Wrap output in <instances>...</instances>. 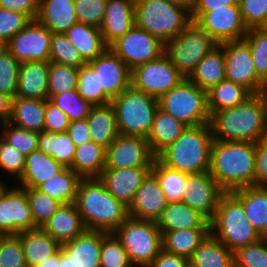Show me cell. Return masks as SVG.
<instances>
[{
  "instance_id": "cell-29",
  "label": "cell",
  "mask_w": 267,
  "mask_h": 267,
  "mask_svg": "<svg viewBox=\"0 0 267 267\" xmlns=\"http://www.w3.org/2000/svg\"><path fill=\"white\" fill-rule=\"evenodd\" d=\"M156 223L160 232L209 228V221L198 211L193 210L183 202H168Z\"/></svg>"
},
{
  "instance_id": "cell-43",
  "label": "cell",
  "mask_w": 267,
  "mask_h": 267,
  "mask_svg": "<svg viewBox=\"0 0 267 267\" xmlns=\"http://www.w3.org/2000/svg\"><path fill=\"white\" fill-rule=\"evenodd\" d=\"M79 68L49 62L48 95H59L78 88Z\"/></svg>"
},
{
  "instance_id": "cell-8",
  "label": "cell",
  "mask_w": 267,
  "mask_h": 267,
  "mask_svg": "<svg viewBox=\"0 0 267 267\" xmlns=\"http://www.w3.org/2000/svg\"><path fill=\"white\" fill-rule=\"evenodd\" d=\"M132 265L149 267L163 249L157 223L128 217L114 232Z\"/></svg>"
},
{
  "instance_id": "cell-67",
  "label": "cell",
  "mask_w": 267,
  "mask_h": 267,
  "mask_svg": "<svg viewBox=\"0 0 267 267\" xmlns=\"http://www.w3.org/2000/svg\"><path fill=\"white\" fill-rule=\"evenodd\" d=\"M59 267H71V259L60 249Z\"/></svg>"
},
{
  "instance_id": "cell-32",
  "label": "cell",
  "mask_w": 267,
  "mask_h": 267,
  "mask_svg": "<svg viewBox=\"0 0 267 267\" xmlns=\"http://www.w3.org/2000/svg\"><path fill=\"white\" fill-rule=\"evenodd\" d=\"M18 236L21 239L27 267H36L61 248V245L41 227L23 231Z\"/></svg>"
},
{
  "instance_id": "cell-45",
  "label": "cell",
  "mask_w": 267,
  "mask_h": 267,
  "mask_svg": "<svg viewBox=\"0 0 267 267\" xmlns=\"http://www.w3.org/2000/svg\"><path fill=\"white\" fill-rule=\"evenodd\" d=\"M48 99L58 106L67 115L70 121L86 119L93 107L89 101L81 97L78 88L65 91L59 95H48Z\"/></svg>"
},
{
  "instance_id": "cell-5",
  "label": "cell",
  "mask_w": 267,
  "mask_h": 267,
  "mask_svg": "<svg viewBox=\"0 0 267 267\" xmlns=\"http://www.w3.org/2000/svg\"><path fill=\"white\" fill-rule=\"evenodd\" d=\"M135 26L163 43L177 37L193 20L191 9L166 0H135Z\"/></svg>"
},
{
  "instance_id": "cell-41",
  "label": "cell",
  "mask_w": 267,
  "mask_h": 267,
  "mask_svg": "<svg viewBox=\"0 0 267 267\" xmlns=\"http://www.w3.org/2000/svg\"><path fill=\"white\" fill-rule=\"evenodd\" d=\"M81 177L71 168H64L59 174L52 176L36 189L59 201L61 204L74 203L77 187Z\"/></svg>"
},
{
  "instance_id": "cell-71",
  "label": "cell",
  "mask_w": 267,
  "mask_h": 267,
  "mask_svg": "<svg viewBox=\"0 0 267 267\" xmlns=\"http://www.w3.org/2000/svg\"><path fill=\"white\" fill-rule=\"evenodd\" d=\"M127 267H138V266L130 264V265L127 266Z\"/></svg>"
},
{
  "instance_id": "cell-3",
  "label": "cell",
  "mask_w": 267,
  "mask_h": 267,
  "mask_svg": "<svg viewBox=\"0 0 267 267\" xmlns=\"http://www.w3.org/2000/svg\"><path fill=\"white\" fill-rule=\"evenodd\" d=\"M213 140L248 141L266 138L264 107L259 94L245 102L215 112L210 119Z\"/></svg>"
},
{
  "instance_id": "cell-33",
  "label": "cell",
  "mask_w": 267,
  "mask_h": 267,
  "mask_svg": "<svg viewBox=\"0 0 267 267\" xmlns=\"http://www.w3.org/2000/svg\"><path fill=\"white\" fill-rule=\"evenodd\" d=\"M46 99L15 97L11 100L9 123L35 132L44 128Z\"/></svg>"
},
{
  "instance_id": "cell-60",
  "label": "cell",
  "mask_w": 267,
  "mask_h": 267,
  "mask_svg": "<svg viewBox=\"0 0 267 267\" xmlns=\"http://www.w3.org/2000/svg\"><path fill=\"white\" fill-rule=\"evenodd\" d=\"M0 8L17 11L30 20H36L39 11V0H0Z\"/></svg>"
},
{
  "instance_id": "cell-13",
  "label": "cell",
  "mask_w": 267,
  "mask_h": 267,
  "mask_svg": "<svg viewBox=\"0 0 267 267\" xmlns=\"http://www.w3.org/2000/svg\"><path fill=\"white\" fill-rule=\"evenodd\" d=\"M110 49L132 70L164 54L165 43L134 25Z\"/></svg>"
},
{
  "instance_id": "cell-46",
  "label": "cell",
  "mask_w": 267,
  "mask_h": 267,
  "mask_svg": "<svg viewBox=\"0 0 267 267\" xmlns=\"http://www.w3.org/2000/svg\"><path fill=\"white\" fill-rule=\"evenodd\" d=\"M243 39L249 44L258 77L267 85V27L250 28Z\"/></svg>"
},
{
  "instance_id": "cell-53",
  "label": "cell",
  "mask_w": 267,
  "mask_h": 267,
  "mask_svg": "<svg viewBox=\"0 0 267 267\" xmlns=\"http://www.w3.org/2000/svg\"><path fill=\"white\" fill-rule=\"evenodd\" d=\"M0 267H27L18 235H4L0 240Z\"/></svg>"
},
{
  "instance_id": "cell-1",
  "label": "cell",
  "mask_w": 267,
  "mask_h": 267,
  "mask_svg": "<svg viewBox=\"0 0 267 267\" xmlns=\"http://www.w3.org/2000/svg\"><path fill=\"white\" fill-rule=\"evenodd\" d=\"M75 205L87 230L114 232L128 217V206L107 190L99 177L81 178Z\"/></svg>"
},
{
  "instance_id": "cell-18",
  "label": "cell",
  "mask_w": 267,
  "mask_h": 267,
  "mask_svg": "<svg viewBox=\"0 0 267 267\" xmlns=\"http://www.w3.org/2000/svg\"><path fill=\"white\" fill-rule=\"evenodd\" d=\"M185 186L181 202L186 203L210 221L225 191L217 184L209 171L188 174Z\"/></svg>"
},
{
  "instance_id": "cell-20",
  "label": "cell",
  "mask_w": 267,
  "mask_h": 267,
  "mask_svg": "<svg viewBox=\"0 0 267 267\" xmlns=\"http://www.w3.org/2000/svg\"><path fill=\"white\" fill-rule=\"evenodd\" d=\"M151 168H104L99 179L111 195L129 207L143 180L151 172Z\"/></svg>"
},
{
  "instance_id": "cell-21",
  "label": "cell",
  "mask_w": 267,
  "mask_h": 267,
  "mask_svg": "<svg viewBox=\"0 0 267 267\" xmlns=\"http://www.w3.org/2000/svg\"><path fill=\"white\" fill-rule=\"evenodd\" d=\"M167 205L168 200L157 177L150 172L128 207L129 217L157 222Z\"/></svg>"
},
{
  "instance_id": "cell-22",
  "label": "cell",
  "mask_w": 267,
  "mask_h": 267,
  "mask_svg": "<svg viewBox=\"0 0 267 267\" xmlns=\"http://www.w3.org/2000/svg\"><path fill=\"white\" fill-rule=\"evenodd\" d=\"M134 7L135 0H107L100 31L108 47L135 25Z\"/></svg>"
},
{
  "instance_id": "cell-36",
  "label": "cell",
  "mask_w": 267,
  "mask_h": 267,
  "mask_svg": "<svg viewBox=\"0 0 267 267\" xmlns=\"http://www.w3.org/2000/svg\"><path fill=\"white\" fill-rule=\"evenodd\" d=\"M189 267H234V253L209 233L189 258Z\"/></svg>"
},
{
  "instance_id": "cell-6",
  "label": "cell",
  "mask_w": 267,
  "mask_h": 267,
  "mask_svg": "<svg viewBox=\"0 0 267 267\" xmlns=\"http://www.w3.org/2000/svg\"><path fill=\"white\" fill-rule=\"evenodd\" d=\"M209 229L233 253L262 238L248 221L242 203L231 192L221 196Z\"/></svg>"
},
{
  "instance_id": "cell-58",
  "label": "cell",
  "mask_w": 267,
  "mask_h": 267,
  "mask_svg": "<svg viewBox=\"0 0 267 267\" xmlns=\"http://www.w3.org/2000/svg\"><path fill=\"white\" fill-rule=\"evenodd\" d=\"M70 120L67 115L49 99H46L43 130L50 132H65L68 129Z\"/></svg>"
},
{
  "instance_id": "cell-37",
  "label": "cell",
  "mask_w": 267,
  "mask_h": 267,
  "mask_svg": "<svg viewBox=\"0 0 267 267\" xmlns=\"http://www.w3.org/2000/svg\"><path fill=\"white\" fill-rule=\"evenodd\" d=\"M106 167V149L93 141L77 146L71 169L81 178L99 177Z\"/></svg>"
},
{
  "instance_id": "cell-10",
  "label": "cell",
  "mask_w": 267,
  "mask_h": 267,
  "mask_svg": "<svg viewBox=\"0 0 267 267\" xmlns=\"http://www.w3.org/2000/svg\"><path fill=\"white\" fill-rule=\"evenodd\" d=\"M218 44L194 21L177 37L165 43L164 53L187 78L198 63Z\"/></svg>"
},
{
  "instance_id": "cell-23",
  "label": "cell",
  "mask_w": 267,
  "mask_h": 267,
  "mask_svg": "<svg viewBox=\"0 0 267 267\" xmlns=\"http://www.w3.org/2000/svg\"><path fill=\"white\" fill-rule=\"evenodd\" d=\"M102 240L103 231L86 229L60 249L71 259V267H100Z\"/></svg>"
},
{
  "instance_id": "cell-44",
  "label": "cell",
  "mask_w": 267,
  "mask_h": 267,
  "mask_svg": "<svg viewBox=\"0 0 267 267\" xmlns=\"http://www.w3.org/2000/svg\"><path fill=\"white\" fill-rule=\"evenodd\" d=\"M49 62L69 65L77 68L87 64L65 33L52 34Z\"/></svg>"
},
{
  "instance_id": "cell-42",
  "label": "cell",
  "mask_w": 267,
  "mask_h": 267,
  "mask_svg": "<svg viewBox=\"0 0 267 267\" xmlns=\"http://www.w3.org/2000/svg\"><path fill=\"white\" fill-rule=\"evenodd\" d=\"M151 172L157 177L168 202L182 201L188 173L168 168L157 158L154 159Z\"/></svg>"
},
{
  "instance_id": "cell-35",
  "label": "cell",
  "mask_w": 267,
  "mask_h": 267,
  "mask_svg": "<svg viewBox=\"0 0 267 267\" xmlns=\"http://www.w3.org/2000/svg\"><path fill=\"white\" fill-rule=\"evenodd\" d=\"M65 34L86 63L100 56L108 48L100 28L96 26L78 22L71 26Z\"/></svg>"
},
{
  "instance_id": "cell-15",
  "label": "cell",
  "mask_w": 267,
  "mask_h": 267,
  "mask_svg": "<svg viewBox=\"0 0 267 267\" xmlns=\"http://www.w3.org/2000/svg\"><path fill=\"white\" fill-rule=\"evenodd\" d=\"M14 186H7L0 195V232L4 235H18L37 228L26 191L20 186Z\"/></svg>"
},
{
  "instance_id": "cell-7",
  "label": "cell",
  "mask_w": 267,
  "mask_h": 267,
  "mask_svg": "<svg viewBox=\"0 0 267 267\" xmlns=\"http://www.w3.org/2000/svg\"><path fill=\"white\" fill-rule=\"evenodd\" d=\"M119 134L147 138L153 125L158 99L130 85L110 102Z\"/></svg>"
},
{
  "instance_id": "cell-34",
  "label": "cell",
  "mask_w": 267,
  "mask_h": 267,
  "mask_svg": "<svg viewBox=\"0 0 267 267\" xmlns=\"http://www.w3.org/2000/svg\"><path fill=\"white\" fill-rule=\"evenodd\" d=\"M186 128L185 124L158 107L154 115L152 129L147 137L151 152L157 156L173 143Z\"/></svg>"
},
{
  "instance_id": "cell-51",
  "label": "cell",
  "mask_w": 267,
  "mask_h": 267,
  "mask_svg": "<svg viewBox=\"0 0 267 267\" xmlns=\"http://www.w3.org/2000/svg\"><path fill=\"white\" fill-rule=\"evenodd\" d=\"M131 263L127 252L113 232L103 231L100 267H127Z\"/></svg>"
},
{
  "instance_id": "cell-2",
  "label": "cell",
  "mask_w": 267,
  "mask_h": 267,
  "mask_svg": "<svg viewBox=\"0 0 267 267\" xmlns=\"http://www.w3.org/2000/svg\"><path fill=\"white\" fill-rule=\"evenodd\" d=\"M255 143L213 140L210 174L225 191L254 186Z\"/></svg>"
},
{
  "instance_id": "cell-59",
  "label": "cell",
  "mask_w": 267,
  "mask_h": 267,
  "mask_svg": "<svg viewBox=\"0 0 267 267\" xmlns=\"http://www.w3.org/2000/svg\"><path fill=\"white\" fill-rule=\"evenodd\" d=\"M254 186L267 185V137L255 143Z\"/></svg>"
},
{
  "instance_id": "cell-47",
  "label": "cell",
  "mask_w": 267,
  "mask_h": 267,
  "mask_svg": "<svg viewBox=\"0 0 267 267\" xmlns=\"http://www.w3.org/2000/svg\"><path fill=\"white\" fill-rule=\"evenodd\" d=\"M78 91L93 106L106 105L112 100L104 90H99L98 75L87 64L79 68Z\"/></svg>"
},
{
  "instance_id": "cell-25",
  "label": "cell",
  "mask_w": 267,
  "mask_h": 267,
  "mask_svg": "<svg viewBox=\"0 0 267 267\" xmlns=\"http://www.w3.org/2000/svg\"><path fill=\"white\" fill-rule=\"evenodd\" d=\"M49 61L22 62L16 97L48 99Z\"/></svg>"
},
{
  "instance_id": "cell-26",
  "label": "cell",
  "mask_w": 267,
  "mask_h": 267,
  "mask_svg": "<svg viewBox=\"0 0 267 267\" xmlns=\"http://www.w3.org/2000/svg\"><path fill=\"white\" fill-rule=\"evenodd\" d=\"M75 0H39L36 20L52 34L65 33L78 23L74 9Z\"/></svg>"
},
{
  "instance_id": "cell-4",
  "label": "cell",
  "mask_w": 267,
  "mask_h": 267,
  "mask_svg": "<svg viewBox=\"0 0 267 267\" xmlns=\"http://www.w3.org/2000/svg\"><path fill=\"white\" fill-rule=\"evenodd\" d=\"M213 133L210 123L187 127L156 158L168 168L188 174L208 172Z\"/></svg>"
},
{
  "instance_id": "cell-52",
  "label": "cell",
  "mask_w": 267,
  "mask_h": 267,
  "mask_svg": "<svg viewBox=\"0 0 267 267\" xmlns=\"http://www.w3.org/2000/svg\"><path fill=\"white\" fill-rule=\"evenodd\" d=\"M234 267H267L266 237L235 251Z\"/></svg>"
},
{
  "instance_id": "cell-68",
  "label": "cell",
  "mask_w": 267,
  "mask_h": 267,
  "mask_svg": "<svg viewBox=\"0 0 267 267\" xmlns=\"http://www.w3.org/2000/svg\"><path fill=\"white\" fill-rule=\"evenodd\" d=\"M166 1H169V2H172L175 4H179L181 6H185V7H188L190 9H192L193 3H194V0H166Z\"/></svg>"
},
{
  "instance_id": "cell-49",
  "label": "cell",
  "mask_w": 267,
  "mask_h": 267,
  "mask_svg": "<svg viewBox=\"0 0 267 267\" xmlns=\"http://www.w3.org/2000/svg\"><path fill=\"white\" fill-rule=\"evenodd\" d=\"M36 227H42L61 203L36 188H24Z\"/></svg>"
},
{
  "instance_id": "cell-24",
  "label": "cell",
  "mask_w": 267,
  "mask_h": 267,
  "mask_svg": "<svg viewBox=\"0 0 267 267\" xmlns=\"http://www.w3.org/2000/svg\"><path fill=\"white\" fill-rule=\"evenodd\" d=\"M41 228L60 245L86 230L75 203L61 204Z\"/></svg>"
},
{
  "instance_id": "cell-72",
  "label": "cell",
  "mask_w": 267,
  "mask_h": 267,
  "mask_svg": "<svg viewBox=\"0 0 267 267\" xmlns=\"http://www.w3.org/2000/svg\"><path fill=\"white\" fill-rule=\"evenodd\" d=\"M3 236H4V234H2V233L0 232V240L2 239Z\"/></svg>"
},
{
  "instance_id": "cell-17",
  "label": "cell",
  "mask_w": 267,
  "mask_h": 267,
  "mask_svg": "<svg viewBox=\"0 0 267 267\" xmlns=\"http://www.w3.org/2000/svg\"><path fill=\"white\" fill-rule=\"evenodd\" d=\"M52 33L37 20H31L5 47L20 62L49 61Z\"/></svg>"
},
{
  "instance_id": "cell-70",
  "label": "cell",
  "mask_w": 267,
  "mask_h": 267,
  "mask_svg": "<svg viewBox=\"0 0 267 267\" xmlns=\"http://www.w3.org/2000/svg\"><path fill=\"white\" fill-rule=\"evenodd\" d=\"M5 46L0 43V51L4 48Z\"/></svg>"
},
{
  "instance_id": "cell-69",
  "label": "cell",
  "mask_w": 267,
  "mask_h": 267,
  "mask_svg": "<svg viewBox=\"0 0 267 267\" xmlns=\"http://www.w3.org/2000/svg\"><path fill=\"white\" fill-rule=\"evenodd\" d=\"M7 187L6 182L4 183V181L1 180L0 178V195L2 193V191Z\"/></svg>"
},
{
  "instance_id": "cell-12",
  "label": "cell",
  "mask_w": 267,
  "mask_h": 267,
  "mask_svg": "<svg viewBox=\"0 0 267 267\" xmlns=\"http://www.w3.org/2000/svg\"><path fill=\"white\" fill-rule=\"evenodd\" d=\"M184 78L165 53L131 70V85L156 99L169 92Z\"/></svg>"
},
{
  "instance_id": "cell-62",
  "label": "cell",
  "mask_w": 267,
  "mask_h": 267,
  "mask_svg": "<svg viewBox=\"0 0 267 267\" xmlns=\"http://www.w3.org/2000/svg\"><path fill=\"white\" fill-rule=\"evenodd\" d=\"M149 267H189V259L162 249Z\"/></svg>"
},
{
  "instance_id": "cell-56",
  "label": "cell",
  "mask_w": 267,
  "mask_h": 267,
  "mask_svg": "<svg viewBox=\"0 0 267 267\" xmlns=\"http://www.w3.org/2000/svg\"><path fill=\"white\" fill-rule=\"evenodd\" d=\"M26 156L0 137V169L18 180L24 171ZM11 175V176H10Z\"/></svg>"
},
{
  "instance_id": "cell-48",
  "label": "cell",
  "mask_w": 267,
  "mask_h": 267,
  "mask_svg": "<svg viewBox=\"0 0 267 267\" xmlns=\"http://www.w3.org/2000/svg\"><path fill=\"white\" fill-rule=\"evenodd\" d=\"M0 137L8 144L15 147L20 153L29 155L38 148V135L39 132L26 130L17 127L9 122L0 125Z\"/></svg>"
},
{
  "instance_id": "cell-9",
  "label": "cell",
  "mask_w": 267,
  "mask_h": 267,
  "mask_svg": "<svg viewBox=\"0 0 267 267\" xmlns=\"http://www.w3.org/2000/svg\"><path fill=\"white\" fill-rule=\"evenodd\" d=\"M158 107L187 127L210 123L207 91L184 78L158 99Z\"/></svg>"
},
{
  "instance_id": "cell-66",
  "label": "cell",
  "mask_w": 267,
  "mask_h": 267,
  "mask_svg": "<svg viewBox=\"0 0 267 267\" xmlns=\"http://www.w3.org/2000/svg\"><path fill=\"white\" fill-rule=\"evenodd\" d=\"M260 99L262 101L264 107V115H265V124H266V136H267V85H265L259 92H258Z\"/></svg>"
},
{
  "instance_id": "cell-55",
  "label": "cell",
  "mask_w": 267,
  "mask_h": 267,
  "mask_svg": "<svg viewBox=\"0 0 267 267\" xmlns=\"http://www.w3.org/2000/svg\"><path fill=\"white\" fill-rule=\"evenodd\" d=\"M242 20L247 27H267V0H238Z\"/></svg>"
},
{
  "instance_id": "cell-57",
  "label": "cell",
  "mask_w": 267,
  "mask_h": 267,
  "mask_svg": "<svg viewBox=\"0 0 267 267\" xmlns=\"http://www.w3.org/2000/svg\"><path fill=\"white\" fill-rule=\"evenodd\" d=\"M30 21L23 13L0 8V43L5 46Z\"/></svg>"
},
{
  "instance_id": "cell-31",
  "label": "cell",
  "mask_w": 267,
  "mask_h": 267,
  "mask_svg": "<svg viewBox=\"0 0 267 267\" xmlns=\"http://www.w3.org/2000/svg\"><path fill=\"white\" fill-rule=\"evenodd\" d=\"M86 122L92 141L105 149L119 135L115 111L110 103L93 106L86 118Z\"/></svg>"
},
{
  "instance_id": "cell-16",
  "label": "cell",
  "mask_w": 267,
  "mask_h": 267,
  "mask_svg": "<svg viewBox=\"0 0 267 267\" xmlns=\"http://www.w3.org/2000/svg\"><path fill=\"white\" fill-rule=\"evenodd\" d=\"M155 158L147 138L119 134L106 149L105 168L152 167Z\"/></svg>"
},
{
  "instance_id": "cell-39",
  "label": "cell",
  "mask_w": 267,
  "mask_h": 267,
  "mask_svg": "<svg viewBox=\"0 0 267 267\" xmlns=\"http://www.w3.org/2000/svg\"><path fill=\"white\" fill-rule=\"evenodd\" d=\"M37 149L53 157L64 167H72L76 146L67 131L56 133L42 130L38 135Z\"/></svg>"
},
{
  "instance_id": "cell-30",
  "label": "cell",
  "mask_w": 267,
  "mask_h": 267,
  "mask_svg": "<svg viewBox=\"0 0 267 267\" xmlns=\"http://www.w3.org/2000/svg\"><path fill=\"white\" fill-rule=\"evenodd\" d=\"M225 68L224 49L217 45L204 56L187 78L200 89L209 91L225 79Z\"/></svg>"
},
{
  "instance_id": "cell-63",
  "label": "cell",
  "mask_w": 267,
  "mask_h": 267,
  "mask_svg": "<svg viewBox=\"0 0 267 267\" xmlns=\"http://www.w3.org/2000/svg\"><path fill=\"white\" fill-rule=\"evenodd\" d=\"M230 5H238V0H194L191 10H212Z\"/></svg>"
},
{
  "instance_id": "cell-27",
  "label": "cell",
  "mask_w": 267,
  "mask_h": 267,
  "mask_svg": "<svg viewBox=\"0 0 267 267\" xmlns=\"http://www.w3.org/2000/svg\"><path fill=\"white\" fill-rule=\"evenodd\" d=\"M241 203L245 215L261 237H267V190L251 186L231 192Z\"/></svg>"
},
{
  "instance_id": "cell-11",
  "label": "cell",
  "mask_w": 267,
  "mask_h": 267,
  "mask_svg": "<svg viewBox=\"0 0 267 267\" xmlns=\"http://www.w3.org/2000/svg\"><path fill=\"white\" fill-rule=\"evenodd\" d=\"M191 16L192 20L218 45L242 40L248 31L242 20L239 5L212 10H191Z\"/></svg>"
},
{
  "instance_id": "cell-40",
  "label": "cell",
  "mask_w": 267,
  "mask_h": 267,
  "mask_svg": "<svg viewBox=\"0 0 267 267\" xmlns=\"http://www.w3.org/2000/svg\"><path fill=\"white\" fill-rule=\"evenodd\" d=\"M162 245L166 252L190 258L199 244L210 233L209 228L181 229L161 232Z\"/></svg>"
},
{
  "instance_id": "cell-38",
  "label": "cell",
  "mask_w": 267,
  "mask_h": 267,
  "mask_svg": "<svg viewBox=\"0 0 267 267\" xmlns=\"http://www.w3.org/2000/svg\"><path fill=\"white\" fill-rule=\"evenodd\" d=\"M252 95L246 87L224 79L207 91L209 113L212 116L215 112L234 107Z\"/></svg>"
},
{
  "instance_id": "cell-65",
  "label": "cell",
  "mask_w": 267,
  "mask_h": 267,
  "mask_svg": "<svg viewBox=\"0 0 267 267\" xmlns=\"http://www.w3.org/2000/svg\"><path fill=\"white\" fill-rule=\"evenodd\" d=\"M36 267H59V251L53 256L39 263Z\"/></svg>"
},
{
  "instance_id": "cell-64",
  "label": "cell",
  "mask_w": 267,
  "mask_h": 267,
  "mask_svg": "<svg viewBox=\"0 0 267 267\" xmlns=\"http://www.w3.org/2000/svg\"><path fill=\"white\" fill-rule=\"evenodd\" d=\"M11 98L0 93V125L9 122L11 115Z\"/></svg>"
},
{
  "instance_id": "cell-14",
  "label": "cell",
  "mask_w": 267,
  "mask_h": 267,
  "mask_svg": "<svg viewBox=\"0 0 267 267\" xmlns=\"http://www.w3.org/2000/svg\"><path fill=\"white\" fill-rule=\"evenodd\" d=\"M219 45L225 54V79L246 87L252 94H258L266 84L258 77L249 44L242 39Z\"/></svg>"
},
{
  "instance_id": "cell-19",
  "label": "cell",
  "mask_w": 267,
  "mask_h": 267,
  "mask_svg": "<svg viewBox=\"0 0 267 267\" xmlns=\"http://www.w3.org/2000/svg\"><path fill=\"white\" fill-rule=\"evenodd\" d=\"M87 65L98 75L99 90H104L112 99L131 85L130 68L110 47Z\"/></svg>"
},
{
  "instance_id": "cell-50",
  "label": "cell",
  "mask_w": 267,
  "mask_h": 267,
  "mask_svg": "<svg viewBox=\"0 0 267 267\" xmlns=\"http://www.w3.org/2000/svg\"><path fill=\"white\" fill-rule=\"evenodd\" d=\"M20 62L4 47L0 51V93L16 97Z\"/></svg>"
},
{
  "instance_id": "cell-54",
  "label": "cell",
  "mask_w": 267,
  "mask_h": 267,
  "mask_svg": "<svg viewBox=\"0 0 267 267\" xmlns=\"http://www.w3.org/2000/svg\"><path fill=\"white\" fill-rule=\"evenodd\" d=\"M106 4L107 0H75L74 9L78 22L100 28Z\"/></svg>"
},
{
  "instance_id": "cell-61",
  "label": "cell",
  "mask_w": 267,
  "mask_h": 267,
  "mask_svg": "<svg viewBox=\"0 0 267 267\" xmlns=\"http://www.w3.org/2000/svg\"><path fill=\"white\" fill-rule=\"evenodd\" d=\"M67 132L76 147L92 141L86 119L70 121Z\"/></svg>"
},
{
  "instance_id": "cell-28",
  "label": "cell",
  "mask_w": 267,
  "mask_h": 267,
  "mask_svg": "<svg viewBox=\"0 0 267 267\" xmlns=\"http://www.w3.org/2000/svg\"><path fill=\"white\" fill-rule=\"evenodd\" d=\"M64 168L53 157L37 149L26 155L23 174L16 184L22 188H37L52 176L59 174Z\"/></svg>"
}]
</instances>
